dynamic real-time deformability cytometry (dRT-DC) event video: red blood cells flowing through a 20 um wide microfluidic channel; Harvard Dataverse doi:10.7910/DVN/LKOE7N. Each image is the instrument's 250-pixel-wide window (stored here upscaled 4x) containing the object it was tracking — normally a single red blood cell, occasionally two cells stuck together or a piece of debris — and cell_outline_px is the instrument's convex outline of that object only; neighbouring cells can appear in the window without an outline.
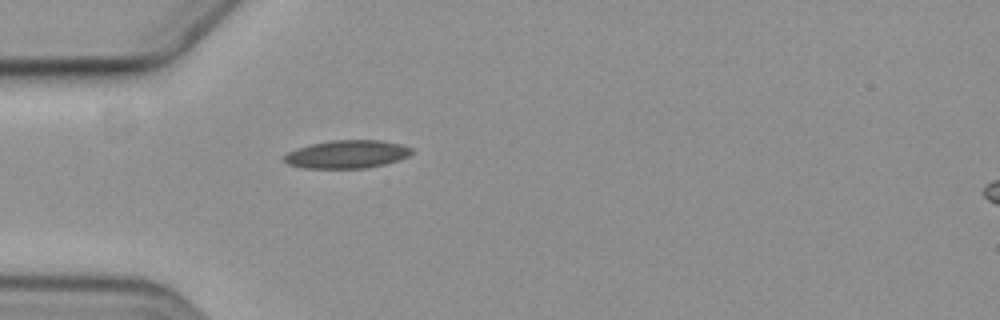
{"species": "common noctule bat (a hibernating species)", "species_latin": "Nyctalus noctula", "temperature_condition": "cold", "stored_images_in_passage": 1, "camera_frame_rate_fps": 3000, "um_per_image_px": 0.085, "animal": {"sex": "female", "body_mass_g": 19.3, "forearm_length_mm": 54.1}, "frame": {"image": 1, "passage_image": 1, "time_ms": 0.0, "image_size_px": [1000, 320], "cell_outline_px": [[412, 152], [408, 156], [400, 160], [368, 168], [304, 168], [288, 164], [284, 160], [284, 156], [288, 152], [296, 148], [328, 140], [380, 140], [400, 144], [412, 148]], "centroid_in_image_um": [29.5, 13.11], "position_along_channel_um": 55.5, "area_um2": 20.87}}